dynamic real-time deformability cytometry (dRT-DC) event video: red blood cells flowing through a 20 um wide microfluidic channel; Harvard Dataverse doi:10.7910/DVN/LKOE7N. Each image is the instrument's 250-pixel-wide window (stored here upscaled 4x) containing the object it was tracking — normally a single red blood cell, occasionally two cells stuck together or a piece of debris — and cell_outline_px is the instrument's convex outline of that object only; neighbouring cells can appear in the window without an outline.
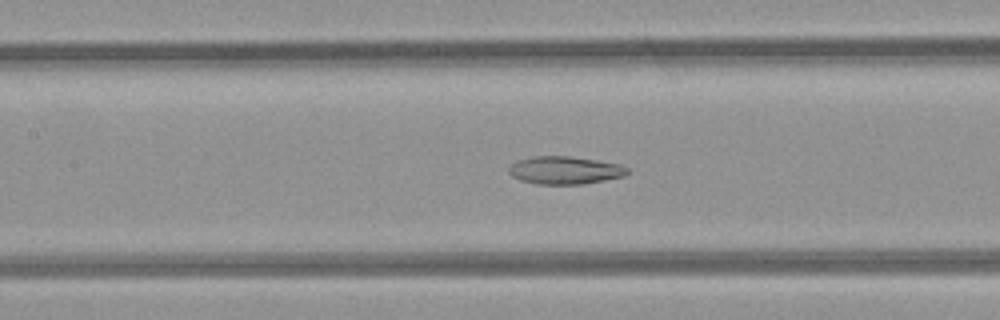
{"species": "common noctule bat (a hibernating species)", "species_latin": "Nyctalus noctula", "temperature_condition": "room temperature", "stored_images_in_passage": 37, "camera_frame_rate_fps": 3000, "um_per_image_px": 0.085, "animal": {"sex": "female", "body_mass_g": 21.9}, "frame": {"image": 1, "passage_image": 11, "time_ms": 3.333, "image_size_px": [1000, 320], "cell_outline_px": [[628, 172], [624, 176], [584, 184], [536, 184], [520, 180], [512, 176], [508, 172], [508, 168], [516, 160], [532, 156], [572, 156], [620, 164], [628, 168]], "centroid_in_image_um": [47.99, 14.46], "position_along_channel_um": 159.4, "area_um2": 19.31}}
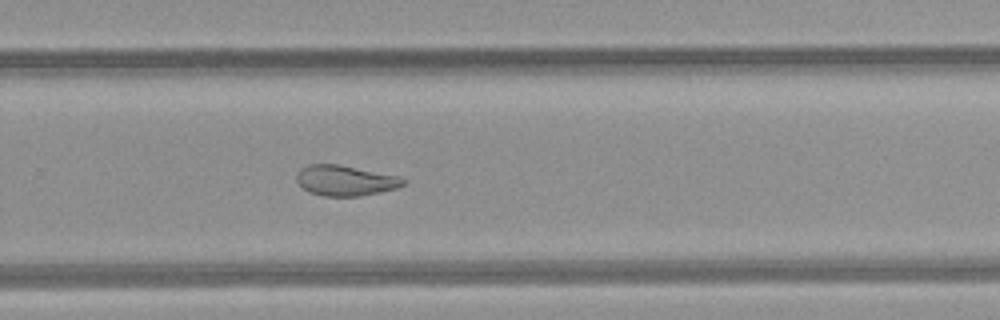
{"frame": {"image": 2, "passage_image": 21, "time_ms": 6.667, "image_size_px": [1000, 320], "cell_outline_px": [[408, 180], [404, 184], [396, 188], [380, 192], [360, 196], [324, 196], [308, 192], [296, 180], [296, 176], [300, 168], [308, 164], [340, 164], [400, 176]], "centroid_in_image_um": [29.36, 15.33], "position_along_channel_um": 300.4, "area_um2": 19.07}}
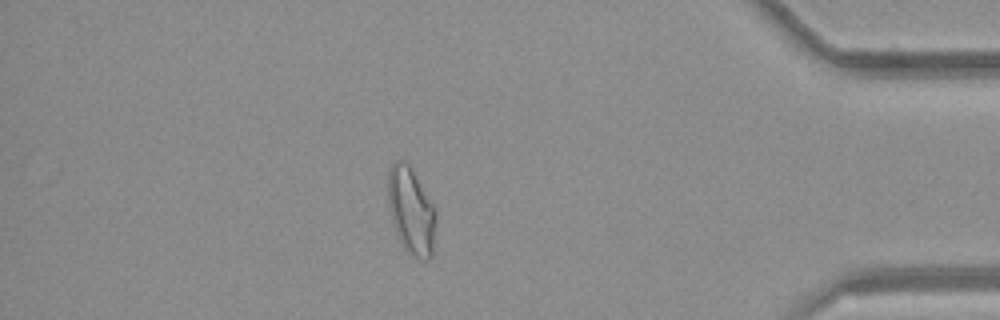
{"frame": {"image": 3, "passage_image": 31, "time_ms": 10.0, "image_size_px": [1000, 320], "cell_outline_px": [[436, 220], [432, 256], [428, 260], [424, 260], [408, 252], [404, 248], [396, 232], [392, 220], [388, 200], [388, 168], [396, 160], [404, 160], [408, 164], [436, 208]], "centroid_in_image_um": [34.96, 17.91], "position_along_channel_um": 400.2, "area_um2": 24.1}, "authors_computed_cell_mechanics": {"area_um2": 20.808, "velocity_mm_per_s": 4.246, "shape_relaxation_time_tau1_ms": null, "shape_relaxation_time_tau2_ms": 3.8572, "deformation_change_tau1": null, "deformation_change_tau2": 0.1138}}